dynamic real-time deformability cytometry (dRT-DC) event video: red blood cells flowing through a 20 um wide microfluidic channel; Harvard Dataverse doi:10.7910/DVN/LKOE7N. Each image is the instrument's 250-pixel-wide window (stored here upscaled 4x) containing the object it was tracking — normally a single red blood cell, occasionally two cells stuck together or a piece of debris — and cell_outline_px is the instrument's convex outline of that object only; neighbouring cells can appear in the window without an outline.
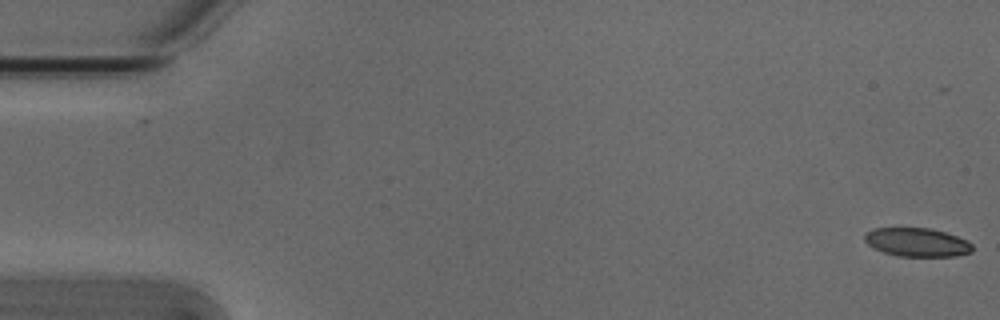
{"species": "Egyptian fruit bat (a non-hibernating species)", "species_latin": "Rousettus aegyptiacus", "temperature_condition": "cold", "stored_images_in_passage": 2, "camera_frame_rate_fps": 3000, "um_per_image_px": 0.085, "animal": {"sex": "male"}, "frame": {"image": 1, "passage_image": 2, "time_ms": 0.333, "image_size_px": [1000, 320], "cell_outline_px": [[972, 252], [956, 256], [896, 256], [884, 252], [868, 244], [864, 240], [864, 236], [872, 228], [928, 228], [944, 232], [968, 240], [972, 244]], "centroid_in_image_um": [77.96, 20.59], "position_along_channel_um": 7.0, "area_um2": 17.86}}